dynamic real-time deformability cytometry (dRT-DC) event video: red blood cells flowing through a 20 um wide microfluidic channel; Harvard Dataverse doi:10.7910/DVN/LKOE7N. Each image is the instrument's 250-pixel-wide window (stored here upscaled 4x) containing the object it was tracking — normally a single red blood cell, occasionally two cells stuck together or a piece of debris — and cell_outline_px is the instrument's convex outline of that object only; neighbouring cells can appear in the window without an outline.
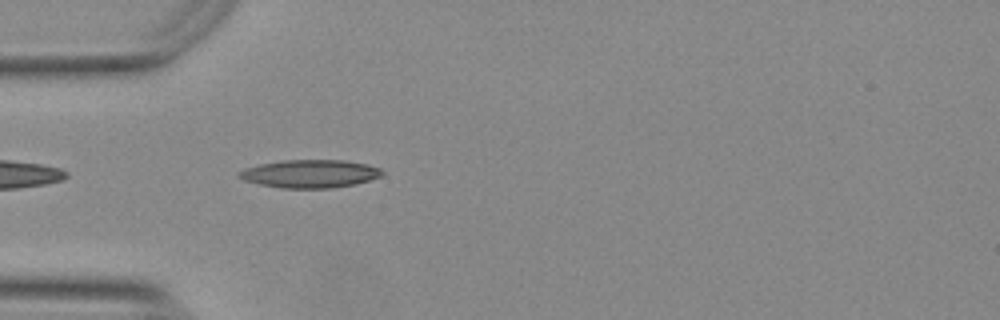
{"species": "Egyptian fruit bat (a non-hibernating species)", "species_latin": "Rousettus aegyptiacus", "temperature_condition": "warm", "stored_images_in_passage": 21, "camera_frame_rate_fps": 3000, "um_per_image_px": 0.085, "animal": {"sex": "female"}, "frame": {"image": 1, "passage_image": 1, "time_ms": 0.0, "image_size_px": [1000, 320], "cell_outline_px": [[384, 172], [380, 176], [356, 184], [332, 188], [280, 188], [260, 184], [244, 180], [236, 176], [236, 172], [244, 168], [260, 164], [280, 160], [344, 160], [368, 164], [380, 168]], "centroid_in_image_um": [26.32, 14.76], "position_along_channel_um": 58.7, "area_um2": 23.52}}
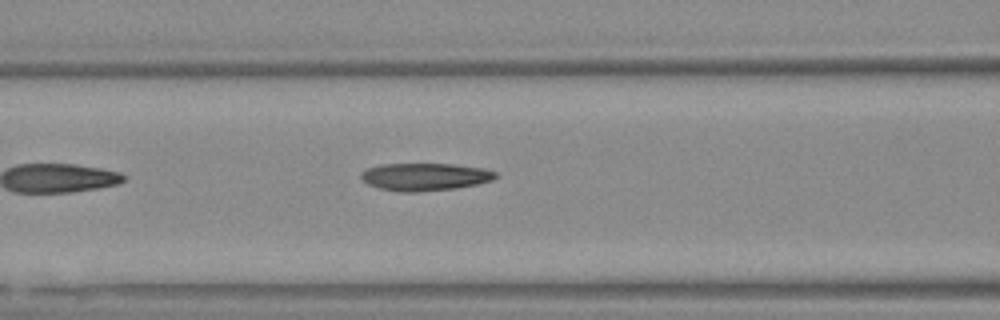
{"frame": {"image": 2, "passage_image": 7, "time_ms": 2.0, "image_size_px": [1000, 320], "cell_outline_px": [[500, 176], [492, 180], [476, 184], [456, 188], [416, 192], [400, 192], [380, 188], [368, 184], [360, 176], [368, 168], [380, 164], [452, 164], [484, 168], [496, 172]], "centroid_in_image_um": [36.16, 15.02], "position_along_channel_um": 130.4, "area_um2": 21.5}}
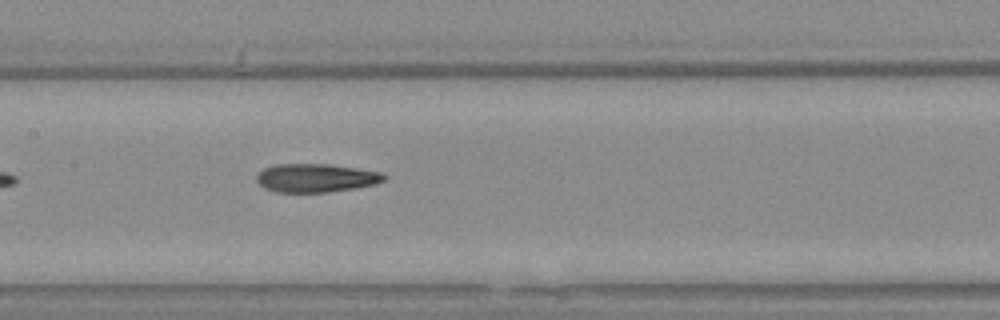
{"frame": {"image": 3, "passage_image": 11, "time_ms": 3.333, "image_size_px": [1000, 320], "cell_outline_px": [[388, 176], [384, 180], [376, 184], [328, 192], [276, 192], [264, 188], [256, 180], [256, 176], [264, 168], [276, 164], [332, 164], [380, 172]], "centroid_in_image_um": [26.85, 15.12], "position_along_channel_um": 180.6, "area_um2": 21.1}}